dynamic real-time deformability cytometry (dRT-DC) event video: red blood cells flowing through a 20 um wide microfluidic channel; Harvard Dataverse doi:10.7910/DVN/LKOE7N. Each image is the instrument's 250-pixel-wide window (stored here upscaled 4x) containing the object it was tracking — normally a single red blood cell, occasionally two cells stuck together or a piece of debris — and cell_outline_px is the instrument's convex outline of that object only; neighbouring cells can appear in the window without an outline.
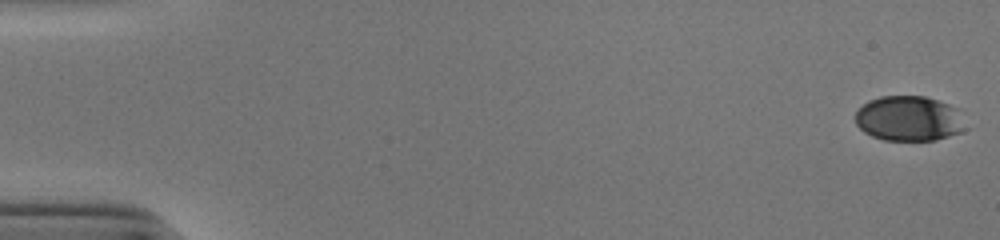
{"species": "human", "species_latin": "Homo sapiens", "temperature_condition": "cold", "stored_images_in_passage": 53, "camera_frame_rate_fps": 3000, "um_per_image_px": 0.085, "donor": {"sex": "male"}, "frame": {"image": 1, "passage_image": 1, "time_ms": 0.0, "image_size_px": [1000, 240], "cell_outline_px": [[968, 128], [960, 132], [936, 140], [884, 140], [872, 136], [864, 132], [856, 124], [856, 112], [868, 100], [880, 96], [924, 96], [960, 108]], "centroid_in_image_um": [77.31, 10.07], "position_along_channel_um": 7.7, "area_um2": 29.25}}
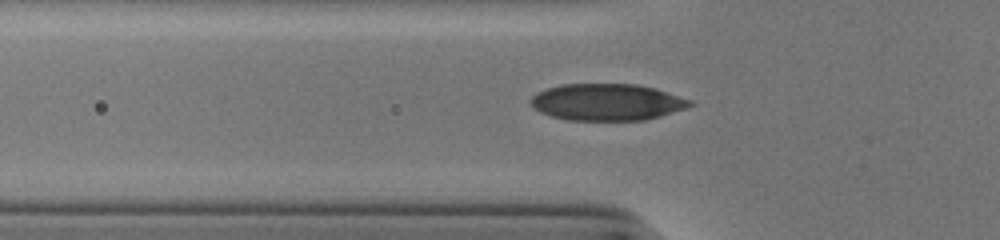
{"frame": {"image": 2, "passage_image": 19, "time_ms": 6.0, "image_size_px": [1000, 240], "cell_outline_px": [[696, 104], [660, 116], [644, 120], [568, 120], [552, 116], [540, 112], [528, 100], [532, 96], [548, 88], [564, 84], [636, 84], [656, 88], [692, 100]], "centroid_in_image_um": [51.63, 8.68], "position_along_channel_um": 74.2, "area_um2": 33.93}}
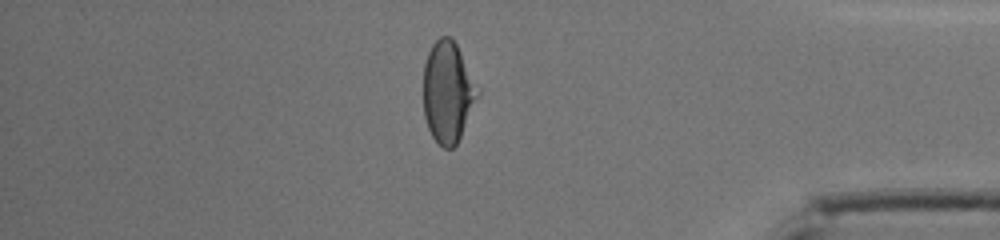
{"frame": {"image": 3, "passage_image": 46, "time_ms": 15.0, "image_size_px": [1000, 240], "cell_outline_px": [[480, 92], [460, 136], [456, 144], [452, 148], [444, 148], [432, 136], [428, 128], [424, 116], [424, 64], [428, 52], [432, 44], [440, 36], [452, 36], [480, 88]], "centroid_in_image_um": [38.07, 7.78], "position_along_channel_um": 397.1, "area_um2": 31.91}, "authors_computed_cell_mechanics": {"area_um2": 32.2524, "velocity_mm_per_s": 3.9127, "shape_relaxation_time_tau1_ms": 6.914, "shape_relaxation_time_tau2_ms": 0.7109, "deformation_change_tau1": 0.2189, "deformation_change_tau2": 0.0616}}